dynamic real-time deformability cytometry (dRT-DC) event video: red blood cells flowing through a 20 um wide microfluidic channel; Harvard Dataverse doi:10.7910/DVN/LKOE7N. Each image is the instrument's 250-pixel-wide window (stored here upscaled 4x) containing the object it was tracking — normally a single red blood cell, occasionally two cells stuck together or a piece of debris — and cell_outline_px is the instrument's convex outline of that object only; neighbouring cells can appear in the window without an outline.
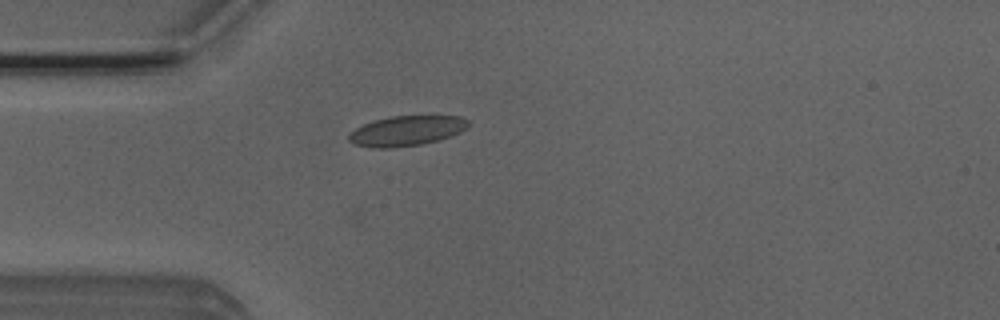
{"species": "Egyptian fruit bat (a non-hibernating species)", "species_latin": "Rousettus aegyptiacus", "temperature_condition": "room temperature", "stored_images_in_passage": 3, "camera_frame_rate_fps": 3000, "um_per_image_px": 0.085, "animal": {"sex": "male"}, "frame": {"image": 1, "passage_image": 3, "time_ms": 0.667, "image_size_px": [1000, 320], "cell_outline_px": [[472, 124], [460, 132], [440, 140], [420, 144], [392, 148], [372, 148], [352, 144], [348, 140], [348, 136], [356, 128], [372, 120], [392, 116], [432, 112], [460, 116], [468, 120]], "centroid_in_image_um": [34.64, 11.06], "position_along_channel_um": 50.4, "area_um2": 22.02}}